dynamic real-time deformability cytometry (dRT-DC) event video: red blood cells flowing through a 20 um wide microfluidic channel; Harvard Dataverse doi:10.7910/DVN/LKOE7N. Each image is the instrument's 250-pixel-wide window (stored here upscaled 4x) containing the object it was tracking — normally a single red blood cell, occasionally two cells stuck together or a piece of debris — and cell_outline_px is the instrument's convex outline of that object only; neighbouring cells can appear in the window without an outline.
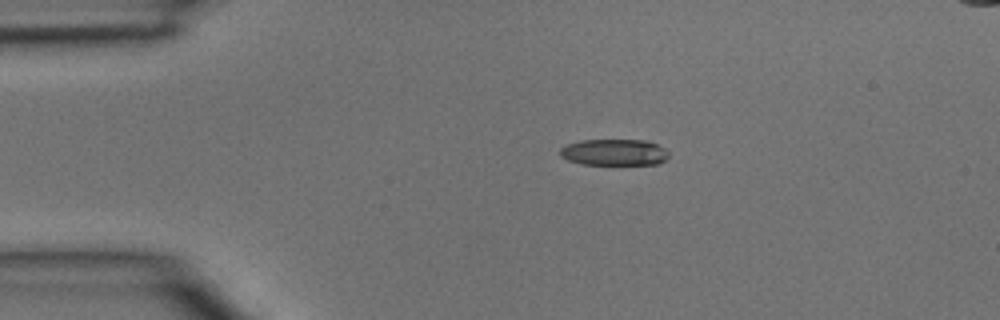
{"species": "common noctule bat (a hibernating species)", "species_latin": "Nyctalus noctula", "temperature_condition": "room temperature", "stored_images_in_passage": 2, "camera_frame_rate_fps": 3000, "um_per_image_px": 0.085, "animal": {"sex": "male", "body_mass_g": 15.6}, "frame": {"image": 1, "passage_image": 1, "time_ms": 0.0, "image_size_px": [1000, 320], "cell_outline_px": [[668, 156], [660, 164], [584, 164], [568, 160], [560, 156], [560, 148], [568, 144], [580, 140], [648, 140], [664, 148], [668, 152]], "centroid_in_image_um": [52.21, 12.94], "position_along_channel_um": 32.8, "area_um2": 16.65}}